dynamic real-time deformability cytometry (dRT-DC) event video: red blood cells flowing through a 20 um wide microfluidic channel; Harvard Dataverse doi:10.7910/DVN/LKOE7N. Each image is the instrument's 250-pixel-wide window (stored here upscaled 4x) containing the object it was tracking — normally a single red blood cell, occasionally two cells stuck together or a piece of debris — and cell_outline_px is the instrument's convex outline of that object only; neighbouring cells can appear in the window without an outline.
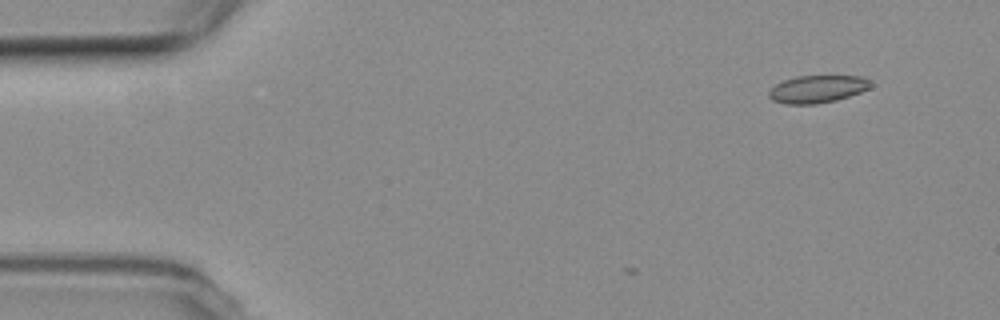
{"species": "common noctule bat (a hibernating species)", "species_latin": "Nyctalus noctula", "temperature_condition": "room temperature", "stored_images_in_passage": 2, "camera_frame_rate_fps": 3000, "um_per_image_px": 0.085, "animal": {"sex": "female", "body_mass_g": 19.3, "forearm_length_mm": 54.1}, "frame": {"image": 1, "passage_image": 2, "time_ms": 1.333, "image_size_px": [1000, 320], "cell_outline_px": [[872, 84], [868, 88], [860, 92], [836, 100], [816, 104], [784, 104], [772, 100], [768, 96], [768, 92], [776, 84], [784, 80], [796, 76], [860, 76], [872, 80]], "centroid_in_image_um": [69.47, 7.57], "position_along_channel_um": 15.5, "area_um2": 16.3}}